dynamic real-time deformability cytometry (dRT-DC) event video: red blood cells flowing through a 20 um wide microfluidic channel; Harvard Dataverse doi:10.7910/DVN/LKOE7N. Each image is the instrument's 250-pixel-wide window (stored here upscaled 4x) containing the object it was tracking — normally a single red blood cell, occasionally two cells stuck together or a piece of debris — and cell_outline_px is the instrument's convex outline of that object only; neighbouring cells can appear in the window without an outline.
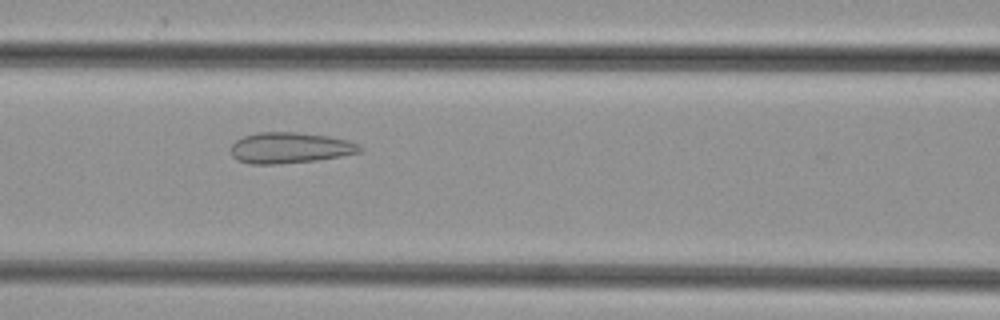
{"species": "common noctule bat (a hibernating species)", "species_latin": "Nyctalus noctula", "temperature_condition": "cold", "stored_images_in_passage": 47, "camera_frame_rate_fps": 3000, "um_per_image_px": 0.085, "animal": {"sex": "female", "body_mass_g": 29.2, "forearm_length_mm": 56.3}, "frame": {"image": 1, "passage_image": 19, "time_ms": 6.0, "image_size_px": [1000, 320], "cell_outline_px": [[364, 148], [360, 152], [340, 156], [316, 160], [280, 164], [248, 164], [236, 160], [232, 156], [228, 148], [236, 140], [244, 136], [260, 132], [296, 132], [328, 136], [348, 140], [360, 144]], "centroid_in_image_um": [24.61, 12.57], "position_along_channel_um": 142.0, "area_um2": 23.47}}
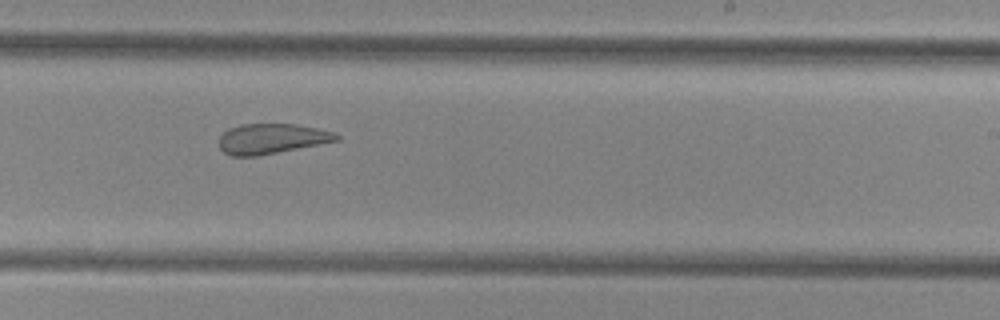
{"frame": {"image": 2, "passage_image": 28, "time_ms": 9.0, "image_size_px": [1000, 320], "cell_outline_px": [[340, 140], [256, 156], [232, 156], [224, 152], [220, 148], [220, 136], [228, 128], [240, 124], [296, 124], [316, 128], [332, 132], [340, 136]], "centroid_in_image_um": [23.06, 11.78], "position_along_channel_um": 265.9, "area_um2": 20.4}}
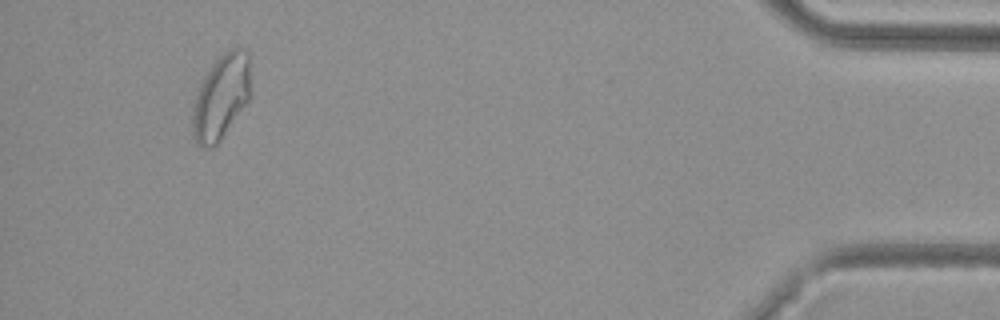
{"frame": {"image": 3, "passage_image": 44, "time_ms": 14.333, "image_size_px": [1000, 320], "cell_outline_px": [[252, 56], [248, 100], [220, 140], [212, 148], [208, 148], [196, 144], [192, 136], [192, 116], [196, 96], [212, 64], [228, 48], [236, 44], [244, 48]], "centroid_in_image_um": [18.83, 8.17], "position_along_channel_um": 416.4, "area_um2": 28.73}}